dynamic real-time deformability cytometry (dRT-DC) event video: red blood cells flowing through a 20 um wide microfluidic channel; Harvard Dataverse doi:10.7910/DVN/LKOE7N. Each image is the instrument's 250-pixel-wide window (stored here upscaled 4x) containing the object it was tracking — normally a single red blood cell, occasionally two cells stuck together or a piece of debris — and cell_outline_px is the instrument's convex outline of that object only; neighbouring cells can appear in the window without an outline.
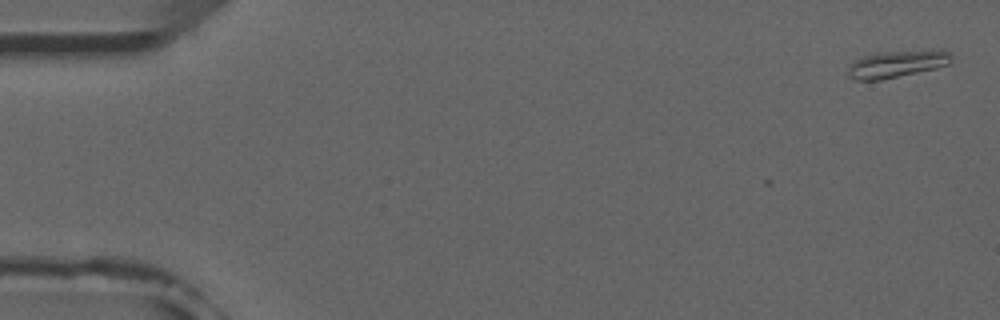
{"species": "common noctule bat (a hibernating species)", "species_latin": "Nyctalus noctula", "temperature_condition": "room temperature", "stored_images_in_passage": 10, "camera_frame_rate_fps": 3000, "um_per_image_px": 0.085, "animal": {"sex": "male", "forearm_length_mm": 52.5}, "frame": {"image": 1, "passage_image": 1, "time_ms": 0.0, "image_size_px": [1000, 320], "cell_outline_px": [[952, 64], [936, 68], [880, 80], [856, 80], [848, 76], [848, 68], [856, 60], [864, 56], [876, 52], [940, 48], [948, 52], [952, 56]], "centroid_in_image_um": [76.32, 5.4], "position_along_channel_um": 8.7, "area_um2": 16.65}}